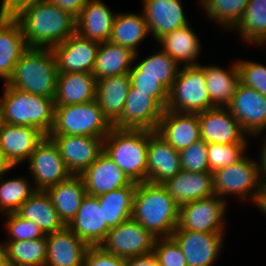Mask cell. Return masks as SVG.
Returning a JSON list of instances; mask_svg holds the SVG:
<instances>
[{"label": "cell", "instance_id": "6da1fadb", "mask_svg": "<svg viewBox=\"0 0 266 266\" xmlns=\"http://www.w3.org/2000/svg\"><path fill=\"white\" fill-rule=\"evenodd\" d=\"M28 47L52 48L76 33V18L48 0H31L10 13Z\"/></svg>", "mask_w": 266, "mask_h": 266}, {"label": "cell", "instance_id": "7a4b0ae2", "mask_svg": "<svg viewBox=\"0 0 266 266\" xmlns=\"http://www.w3.org/2000/svg\"><path fill=\"white\" fill-rule=\"evenodd\" d=\"M180 206L163 184L137 183L131 218L155 238L172 237L179 223Z\"/></svg>", "mask_w": 266, "mask_h": 266}, {"label": "cell", "instance_id": "3957f363", "mask_svg": "<svg viewBox=\"0 0 266 266\" xmlns=\"http://www.w3.org/2000/svg\"><path fill=\"white\" fill-rule=\"evenodd\" d=\"M57 76L52 48L29 47L17 61L6 84L30 94L54 98Z\"/></svg>", "mask_w": 266, "mask_h": 266}, {"label": "cell", "instance_id": "277c9868", "mask_svg": "<svg viewBox=\"0 0 266 266\" xmlns=\"http://www.w3.org/2000/svg\"><path fill=\"white\" fill-rule=\"evenodd\" d=\"M3 123L32 126L49 135L54 124V98L30 94L4 83L0 96Z\"/></svg>", "mask_w": 266, "mask_h": 266}, {"label": "cell", "instance_id": "5b68a950", "mask_svg": "<svg viewBox=\"0 0 266 266\" xmlns=\"http://www.w3.org/2000/svg\"><path fill=\"white\" fill-rule=\"evenodd\" d=\"M149 130L112 127L104 138V152L127 177L136 183L147 181Z\"/></svg>", "mask_w": 266, "mask_h": 266}, {"label": "cell", "instance_id": "8992f818", "mask_svg": "<svg viewBox=\"0 0 266 266\" xmlns=\"http://www.w3.org/2000/svg\"><path fill=\"white\" fill-rule=\"evenodd\" d=\"M213 181L215 195L226 202L227 196H235L238 201L257 207L264 194V183L259 175L257 162L249 158L247 153L235 163L213 172Z\"/></svg>", "mask_w": 266, "mask_h": 266}, {"label": "cell", "instance_id": "52a82bcc", "mask_svg": "<svg viewBox=\"0 0 266 266\" xmlns=\"http://www.w3.org/2000/svg\"><path fill=\"white\" fill-rule=\"evenodd\" d=\"M113 125L104 116L97 100L55 106L54 124L49 135L106 137Z\"/></svg>", "mask_w": 266, "mask_h": 266}, {"label": "cell", "instance_id": "ba28073f", "mask_svg": "<svg viewBox=\"0 0 266 266\" xmlns=\"http://www.w3.org/2000/svg\"><path fill=\"white\" fill-rule=\"evenodd\" d=\"M214 107L206 87L202 63L180 67L169 91L166 109L179 113H201Z\"/></svg>", "mask_w": 266, "mask_h": 266}, {"label": "cell", "instance_id": "9c48e42d", "mask_svg": "<svg viewBox=\"0 0 266 266\" xmlns=\"http://www.w3.org/2000/svg\"><path fill=\"white\" fill-rule=\"evenodd\" d=\"M227 207L228 203L218 195L186 203L180 207L178 227L202 233H225Z\"/></svg>", "mask_w": 266, "mask_h": 266}, {"label": "cell", "instance_id": "30bf717a", "mask_svg": "<svg viewBox=\"0 0 266 266\" xmlns=\"http://www.w3.org/2000/svg\"><path fill=\"white\" fill-rule=\"evenodd\" d=\"M27 163L36 191H46L72 175L49 136L38 144Z\"/></svg>", "mask_w": 266, "mask_h": 266}, {"label": "cell", "instance_id": "8fae6325", "mask_svg": "<svg viewBox=\"0 0 266 266\" xmlns=\"http://www.w3.org/2000/svg\"><path fill=\"white\" fill-rule=\"evenodd\" d=\"M155 240L149 231L131 218L111 228L99 246L107 253L130 258L152 253Z\"/></svg>", "mask_w": 266, "mask_h": 266}, {"label": "cell", "instance_id": "7c38bea8", "mask_svg": "<svg viewBox=\"0 0 266 266\" xmlns=\"http://www.w3.org/2000/svg\"><path fill=\"white\" fill-rule=\"evenodd\" d=\"M224 234L181 230L177 226L172 237L180 245L187 266H213L224 247Z\"/></svg>", "mask_w": 266, "mask_h": 266}, {"label": "cell", "instance_id": "4fadbf2b", "mask_svg": "<svg viewBox=\"0 0 266 266\" xmlns=\"http://www.w3.org/2000/svg\"><path fill=\"white\" fill-rule=\"evenodd\" d=\"M164 108L148 93L130 86L122 115L112 124L120 129L156 131Z\"/></svg>", "mask_w": 266, "mask_h": 266}, {"label": "cell", "instance_id": "5bb4252c", "mask_svg": "<svg viewBox=\"0 0 266 266\" xmlns=\"http://www.w3.org/2000/svg\"><path fill=\"white\" fill-rule=\"evenodd\" d=\"M57 145L67 169L80 175L104 151L105 137L48 135Z\"/></svg>", "mask_w": 266, "mask_h": 266}, {"label": "cell", "instance_id": "9a60e30c", "mask_svg": "<svg viewBox=\"0 0 266 266\" xmlns=\"http://www.w3.org/2000/svg\"><path fill=\"white\" fill-rule=\"evenodd\" d=\"M201 139L207 143L248 144L249 135L227 107H214L198 113Z\"/></svg>", "mask_w": 266, "mask_h": 266}, {"label": "cell", "instance_id": "2e32d148", "mask_svg": "<svg viewBox=\"0 0 266 266\" xmlns=\"http://www.w3.org/2000/svg\"><path fill=\"white\" fill-rule=\"evenodd\" d=\"M227 108L249 137L266 130V96L255 89L239 83Z\"/></svg>", "mask_w": 266, "mask_h": 266}, {"label": "cell", "instance_id": "e0dca14e", "mask_svg": "<svg viewBox=\"0 0 266 266\" xmlns=\"http://www.w3.org/2000/svg\"><path fill=\"white\" fill-rule=\"evenodd\" d=\"M99 46V42L83 38L78 33L53 46L58 73H92Z\"/></svg>", "mask_w": 266, "mask_h": 266}, {"label": "cell", "instance_id": "ac0fdd59", "mask_svg": "<svg viewBox=\"0 0 266 266\" xmlns=\"http://www.w3.org/2000/svg\"><path fill=\"white\" fill-rule=\"evenodd\" d=\"M141 6L149 34L156 42L163 35L190 24L181 0H142Z\"/></svg>", "mask_w": 266, "mask_h": 266}, {"label": "cell", "instance_id": "d6986e66", "mask_svg": "<svg viewBox=\"0 0 266 266\" xmlns=\"http://www.w3.org/2000/svg\"><path fill=\"white\" fill-rule=\"evenodd\" d=\"M46 135L32 126L1 123L0 149L13 167L28 161Z\"/></svg>", "mask_w": 266, "mask_h": 266}, {"label": "cell", "instance_id": "ffe728a7", "mask_svg": "<svg viewBox=\"0 0 266 266\" xmlns=\"http://www.w3.org/2000/svg\"><path fill=\"white\" fill-rule=\"evenodd\" d=\"M182 170L179 151L149 130L147 181L163 184Z\"/></svg>", "mask_w": 266, "mask_h": 266}, {"label": "cell", "instance_id": "44dd1931", "mask_svg": "<svg viewBox=\"0 0 266 266\" xmlns=\"http://www.w3.org/2000/svg\"><path fill=\"white\" fill-rule=\"evenodd\" d=\"M80 176L87 194L96 197L127 186L132 182L104 151Z\"/></svg>", "mask_w": 266, "mask_h": 266}, {"label": "cell", "instance_id": "7402d4cb", "mask_svg": "<svg viewBox=\"0 0 266 266\" xmlns=\"http://www.w3.org/2000/svg\"><path fill=\"white\" fill-rule=\"evenodd\" d=\"M156 132L176 150L201 139L198 113H179L164 109Z\"/></svg>", "mask_w": 266, "mask_h": 266}, {"label": "cell", "instance_id": "603a6c76", "mask_svg": "<svg viewBox=\"0 0 266 266\" xmlns=\"http://www.w3.org/2000/svg\"><path fill=\"white\" fill-rule=\"evenodd\" d=\"M67 227L89 246H99L111 229L103 220L97 197L88 194Z\"/></svg>", "mask_w": 266, "mask_h": 266}, {"label": "cell", "instance_id": "cb8c5ba5", "mask_svg": "<svg viewBox=\"0 0 266 266\" xmlns=\"http://www.w3.org/2000/svg\"><path fill=\"white\" fill-rule=\"evenodd\" d=\"M18 21L10 13H0V79L7 83L19 58L28 49Z\"/></svg>", "mask_w": 266, "mask_h": 266}, {"label": "cell", "instance_id": "d4e9b609", "mask_svg": "<svg viewBox=\"0 0 266 266\" xmlns=\"http://www.w3.org/2000/svg\"><path fill=\"white\" fill-rule=\"evenodd\" d=\"M47 256L45 266H81L90 247L67 226L46 235Z\"/></svg>", "mask_w": 266, "mask_h": 266}, {"label": "cell", "instance_id": "484cf974", "mask_svg": "<svg viewBox=\"0 0 266 266\" xmlns=\"http://www.w3.org/2000/svg\"><path fill=\"white\" fill-rule=\"evenodd\" d=\"M163 185L180 207L186 203L215 195L212 172L181 170Z\"/></svg>", "mask_w": 266, "mask_h": 266}, {"label": "cell", "instance_id": "4316f807", "mask_svg": "<svg viewBox=\"0 0 266 266\" xmlns=\"http://www.w3.org/2000/svg\"><path fill=\"white\" fill-rule=\"evenodd\" d=\"M117 12L105 1L89 0L76 17V33L99 43L108 41Z\"/></svg>", "mask_w": 266, "mask_h": 266}, {"label": "cell", "instance_id": "83f0119b", "mask_svg": "<svg viewBox=\"0 0 266 266\" xmlns=\"http://www.w3.org/2000/svg\"><path fill=\"white\" fill-rule=\"evenodd\" d=\"M96 77L88 72L58 73L55 106L82 104L96 100Z\"/></svg>", "mask_w": 266, "mask_h": 266}, {"label": "cell", "instance_id": "f1b7e54d", "mask_svg": "<svg viewBox=\"0 0 266 266\" xmlns=\"http://www.w3.org/2000/svg\"><path fill=\"white\" fill-rule=\"evenodd\" d=\"M187 24L163 35L156 43L170 55L180 67L198 65L202 43L194 29Z\"/></svg>", "mask_w": 266, "mask_h": 266}, {"label": "cell", "instance_id": "f546056e", "mask_svg": "<svg viewBox=\"0 0 266 266\" xmlns=\"http://www.w3.org/2000/svg\"><path fill=\"white\" fill-rule=\"evenodd\" d=\"M130 86L129 73L97 80L96 100L111 124L122 115Z\"/></svg>", "mask_w": 266, "mask_h": 266}, {"label": "cell", "instance_id": "4dcf8cb0", "mask_svg": "<svg viewBox=\"0 0 266 266\" xmlns=\"http://www.w3.org/2000/svg\"><path fill=\"white\" fill-rule=\"evenodd\" d=\"M46 192L65 226L74 219L87 194L80 175H71L68 179L48 188Z\"/></svg>", "mask_w": 266, "mask_h": 266}, {"label": "cell", "instance_id": "1f68e13d", "mask_svg": "<svg viewBox=\"0 0 266 266\" xmlns=\"http://www.w3.org/2000/svg\"><path fill=\"white\" fill-rule=\"evenodd\" d=\"M228 69L220 65H202L210 101L215 107H227L233 99L239 81L236 61Z\"/></svg>", "mask_w": 266, "mask_h": 266}, {"label": "cell", "instance_id": "d6a6232c", "mask_svg": "<svg viewBox=\"0 0 266 266\" xmlns=\"http://www.w3.org/2000/svg\"><path fill=\"white\" fill-rule=\"evenodd\" d=\"M16 213L23 219L34 222L45 235L65 227L46 191H35Z\"/></svg>", "mask_w": 266, "mask_h": 266}, {"label": "cell", "instance_id": "836d02e7", "mask_svg": "<svg viewBox=\"0 0 266 266\" xmlns=\"http://www.w3.org/2000/svg\"><path fill=\"white\" fill-rule=\"evenodd\" d=\"M148 35L150 34L143 12L141 14L117 12L108 41L126 47L137 54L139 53L137 47Z\"/></svg>", "mask_w": 266, "mask_h": 266}, {"label": "cell", "instance_id": "e575fe53", "mask_svg": "<svg viewBox=\"0 0 266 266\" xmlns=\"http://www.w3.org/2000/svg\"><path fill=\"white\" fill-rule=\"evenodd\" d=\"M135 53L121 45L106 41L100 43L92 74L96 80L129 73Z\"/></svg>", "mask_w": 266, "mask_h": 266}, {"label": "cell", "instance_id": "d590c367", "mask_svg": "<svg viewBox=\"0 0 266 266\" xmlns=\"http://www.w3.org/2000/svg\"><path fill=\"white\" fill-rule=\"evenodd\" d=\"M139 53L134 56V63L129 71L130 76H150L164 85L169 91L177 77L179 64L161 48L140 60ZM136 63V64H135Z\"/></svg>", "mask_w": 266, "mask_h": 266}, {"label": "cell", "instance_id": "8d00e7d4", "mask_svg": "<svg viewBox=\"0 0 266 266\" xmlns=\"http://www.w3.org/2000/svg\"><path fill=\"white\" fill-rule=\"evenodd\" d=\"M136 186L137 183L132 181L127 186L97 196L103 220L110 228L131 219Z\"/></svg>", "mask_w": 266, "mask_h": 266}, {"label": "cell", "instance_id": "74e56055", "mask_svg": "<svg viewBox=\"0 0 266 266\" xmlns=\"http://www.w3.org/2000/svg\"><path fill=\"white\" fill-rule=\"evenodd\" d=\"M232 31H237L244 43L256 47L266 45V0H249L240 21Z\"/></svg>", "mask_w": 266, "mask_h": 266}, {"label": "cell", "instance_id": "f35d334b", "mask_svg": "<svg viewBox=\"0 0 266 266\" xmlns=\"http://www.w3.org/2000/svg\"><path fill=\"white\" fill-rule=\"evenodd\" d=\"M8 266H45L47 240L4 241Z\"/></svg>", "mask_w": 266, "mask_h": 266}, {"label": "cell", "instance_id": "ab89813d", "mask_svg": "<svg viewBox=\"0 0 266 266\" xmlns=\"http://www.w3.org/2000/svg\"><path fill=\"white\" fill-rule=\"evenodd\" d=\"M249 0H199L209 20L224 30H232L240 21Z\"/></svg>", "mask_w": 266, "mask_h": 266}, {"label": "cell", "instance_id": "60d3db41", "mask_svg": "<svg viewBox=\"0 0 266 266\" xmlns=\"http://www.w3.org/2000/svg\"><path fill=\"white\" fill-rule=\"evenodd\" d=\"M0 177V214L16 213L20 206L36 191L27 177Z\"/></svg>", "mask_w": 266, "mask_h": 266}, {"label": "cell", "instance_id": "b9f144b4", "mask_svg": "<svg viewBox=\"0 0 266 266\" xmlns=\"http://www.w3.org/2000/svg\"><path fill=\"white\" fill-rule=\"evenodd\" d=\"M248 144H220L208 143V162L210 171L226 167L241 159L247 152Z\"/></svg>", "mask_w": 266, "mask_h": 266}, {"label": "cell", "instance_id": "7bdbcfd3", "mask_svg": "<svg viewBox=\"0 0 266 266\" xmlns=\"http://www.w3.org/2000/svg\"><path fill=\"white\" fill-rule=\"evenodd\" d=\"M5 218L4 228L8 234L5 241L34 240L46 236L34 222L23 219L17 213L4 214Z\"/></svg>", "mask_w": 266, "mask_h": 266}, {"label": "cell", "instance_id": "ee69618b", "mask_svg": "<svg viewBox=\"0 0 266 266\" xmlns=\"http://www.w3.org/2000/svg\"><path fill=\"white\" fill-rule=\"evenodd\" d=\"M236 64L240 83L266 96V65L244 59H237Z\"/></svg>", "mask_w": 266, "mask_h": 266}, {"label": "cell", "instance_id": "f6af8a7d", "mask_svg": "<svg viewBox=\"0 0 266 266\" xmlns=\"http://www.w3.org/2000/svg\"><path fill=\"white\" fill-rule=\"evenodd\" d=\"M208 143L200 139L179 151L182 170L190 172H211L208 162Z\"/></svg>", "mask_w": 266, "mask_h": 266}, {"label": "cell", "instance_id": "bcb514c9", "mask_svg": "<svg viewBox=\"0 0 266 266\" xmlns=\"http://www.w3.org/2000/svg\"><path fill=\"white\" fill-rule=\"evenodd\" d=\"M153 253L159 266H187L182 249L173 237L156 238Z\"/></svg>", "mask_w": 266, "mask_h": 266}, {"label": "cell", "instance_id": "7dc6e473", "mask_svg": "<svg viewBox=\"0 0 266 266\" xmlns=\"http://www.w3.org/2000/svg\"><path fill=\"white\" fill-rule=\"evenodd\" d=\"M131 86L136 91L148 93L153 97L164 109H166L169 101V90L159 83L156 78L150 76H130Z\"/></svg>", "mask_w": 266, "mask_h": 266}, {"label": "cell", "instance_id": "c3c4849f", "mask_svg": "<svg viewBox=\"0 0 266 266\" xmlns=\"http://www.w3.org/2000/svg\"><path fill=\"white\" fill-rule=\"evenodd\" d=\"M85 266H126L125 258L107 253L100 246H90L85 254Z\"/></svg>", "mask_w": 266, "mask_h": 266}, {"label": "cell", "instance_id": "681fc988", "mask_svg": "<svg viewBox=\"0 0 266 266\" xmlns=\"http://www.w3.org/2000/svg\"><path fill=\"white\" fill-rule=\"evenodd\" d=\"M60 9L69 12L75 18L80 14L89 0H48Z\"/></svg>", "mask_w": 266, "mask_h": 266}, {"label": "cell", "instance_id": "f907efd6", "mask_svg": "<svg viewBox=\"0 0 266 266\" xmlns=\"http://www.w3.org/2000/svg\"><path fill=\"white\" fill-rule=\"evenodd\" d=\"M126 266H159L156 255L152 252L143 256L125 258Z\"/></svg>", "mask_w": 266, "mask_h": 266}, {"label": "cell", "instance_id": "816d5d0a", "mask_svg": "<svg viewBox=\"0 0 266 266\" xmlns=\"http://www.w3.org/2000/svg\"><path fill=\"white\" fill-rule=\"evenodd\" d=\"M260 135H262L261 138H263L262 141L264 143H261L262 147L260 149V152H259L260 154L258 156L259 160L256 162H257V166H258L259 175L262 178L263 183H265L266 182V135H264L263 133H258V134L251 136V137L259 138ZM263 136H265V137H263Z\"/></svg>", "mask_w": 266, "mask_h": 266}, {"label": "cell", "instance_id": "f5cc1de1", "mask_svg": "<svg viewBox=\"0 0 266 266\" xmlns=\"http://www.w3.org/2000/svg\"><path fill=\"white\" fill-rule=\"evenodd\" d=\"M31 0H2L0 4V13H11L19 5Z\"/></svg>", "mask_w": 266, "mask_h": 266}, {"label": "cell", "instance_id": "db71d44e", "mask_svg": "<svg viewBox=\"0 0 266 266\" xmlns=\"http://www.w3.org/2000/svg\"><path fill=\"white\" fill-rule=\"evenodd\" d=\"M12 169H15V167H13V165L7 160L4 153L0 149V177L6 175L9 173V171L11 172Z\"/></svg>", "mask_w": 266, "mask_h": 266}, {"label": "cell", "instance_id": "11a10c76", "mask_svg": "<svg viewBox=\"0 0 266 266\" xmlns=\"http://www.w3.org/2000/svg\"><path fill=\"white\" fill-rule=\"evenodd\" d=\"M0 266H8L5 244L0 242Z\"/></svg>", "mask_w": 266, "mask_h": 266}, {"label": "cell", "instance_id": "9f6ffc18", "mask_svg": "<svg viewBox=\"0 0 266 266\" xmlns=\"http://www.w3.org/2000/svg\"><path fill=\"white\" fill-rule=\"evenodd\" d=\"M260 212H263L266 215V201H259V204L256 207Z\"/></svg>", "mask_w": 266, "mask_h": 266}, {"label": "cell", "instance_id": "6f0895ef", "mask_svg": "<svg viewBox=\"0 0 266 266\" xmlns=\"http://www.w3.org/2000/svg\"><path fill=\"white\" fill-rule=\"evenodd\" d=\"M1 123H2V117H1V110H0V126H1Z\"/></svg>", "mask_w": 266, "mask_h": 266}]
</instances>
